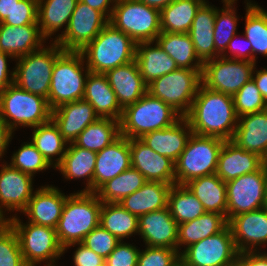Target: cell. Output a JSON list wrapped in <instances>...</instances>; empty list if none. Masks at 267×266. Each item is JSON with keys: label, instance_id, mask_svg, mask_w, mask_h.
<instances>
[{"label": "cell", "instance_id": "cell-48", "mask_svg": "<svg viewBox=\"0 0 267 266\" xmlns=\"http://www.w3.org/2000/svg\"><path fill=\"white\" fill-rule=\"evenodd\" d=\"M179 264V252L166 247L147 246L138 254L137 266H178Z\"/></svg>", "mask_w": 267, "mask_h": 266}, {"label": "cell", "instance_id": "cell-19", "mask_svg": "<svg viewBox=\"0 0 267 266\" xmlns=\"http://www.w3.org/2000/svg\"><path fill=\"white\" fill-rule=\"evenodd\" d=\"M32 176L3 164L0 170V212L6 210L22 212L33 196Z\"/></svg>", "mask_w": 267, "mask_h": 266}, {"label": "cell", "instance_id": "cell-27", "mask_svg": "<svg viewBox=\"0 0 267 266\" xmlns=\"http://www.w3.org/2000/svg\"><path fill=\"white\" fill-rule=\"evenodd\" d=\"M44 40L38 25L15 27L0 23V52L15 59L42 48Z\"/></svg>", "mask_w": 267, "mask_h": 266}, {"label": "cell", "instance_id": "cell-63", "mask_svg": "<svg viewBox=\"0 0 267 266\" xmlns=\"http://www.w3.org/2000/svg\"><path fill=\"white\" fill-rule=\"evenodd\" d=\"M205 1V0H204ZM223 1V3L225 4V3H236L235 1L236 0H222Z\"/></svg>", "mask_w": 267, "mask_h": 266}, {"label": "cell", "instance_id": "cell-31", "mask_svg": "<svg viewBox=\"0 0 267 266\" xmlns=\"http://www.w3.org/2000/svg\"><path fill=\"white\" fill-rule=\"evenodd\" d=\"M153 42H140L136 44L135 61L139 72L148 85L155 79L162 77L176 69V62L158 45L151 47Z\"/></svg>", "mask_w": 267, "mask_h": 266}, {"label": "cell", "instance_id": "cell-20", "mask_svg": "<svg viewBox=\"0 0 267 266\" xmlns=\"http://www.w3.org/2000/svg\"><path fill=\"white\" fill-rule=\"evenodd\" d=\"M131 167L129 139L120 136L109 146L97 152L93 176V192L104 183Z\"/></svg>", "mask_w": 267, "mask_h": 266}, {"label": "cell", "instance_id": "cell-60", "mask_svg": "<svg viewBox=\"0 0 267 266\" xmlns=\"http://www.w3.org/2000/svg\"><path fill=\"white\" fill-rule=\"evenodd\" d=\"M140 2H143L144 4L154 7L156 9H163L166 6L170 5L174 0H138Z\"/></svg>", "mask_w": 267, "mask_h": 266}, {"label": "cell", "instance_id": "cell-12", "mask_svg": "<svg viewBox=\"0 0 267 266\" xmlns=\"http://www.w3.org/2000/svg\"><path fill=\"white\" fill-rule=\"evenodd\" d=\"M179 254L183 266H236L239 252L228 225L219 233L186 247Z\"/></svg>", "mask_w": 267, "mask_h": 266}, {"label": "cell", "instance_id": "cell-28", "mask_svg": "<svg viewBox=\"0 0 267 266\" xmlns=\"http://www.w3.org/2000/svg\"><path fill=\"white\" fill-rule=\"evenodd\" d=\"M83 100L91 104L99 118H113L120 121L123 109L105 74L89 72Z\"/></svg>", "mask_w": 267, "mask_h": 266}, {"label": "cell", "instance_id": "cell-38", "mask_svg": "<svg viewBox=\"0 0 267 266\" xmlns=\"http://www.w3.org/2000/svg\"><path fill=\"white\" fill-rule=\"evenodd\" d=\"M120 136V121L113 118H98L78 135L74 143L97 153Z\"/></svg>", "mask_w": 267, "mask_h": 266}, {"label": "cell", "instance_id": "cell-21", "mask_svg": "<svg viewBox=\"0 0 267 266\" xmlns=\"http://www.w3.org/2000/svg\"><path fill=\"white\" fill-rule=\"evenodd\" d=\"M98 118L91 104L83 99L58 106L52 110L51 116L62 137L69 143H73Z\"/></svg>", "mask_w": 267, "mask_h": 266}, {"label": "cell", "instance_id": "cell-22", "mask_svg": "<svg viewBox=\"0 0 267 266\" xmlns=\"http://www.w3.org/2000/svg\"><path fill=\"white\" fill-rule=\"evenodd\" d=\"M67 197L58 188L47 185L34 192L22 212L30 223L56 228Z\"/></svg>", "mask_w": 267, "mask_h": 266}, {"label": "cell", "instance_id": "cell-61", "mask_svg": "<svg viewBox=\"0 0 267 266\" xmlns=\"http://www.w3.org/2000/svg\"><path fill=\"white\" fill-rule=\"evenodd\" d=\"M4 213L0 212V233L9 226V218L3 216Z\"/></svg>", "mask_w": 267, "mask_h": 266}, {"label": "cell", "instance_id": "cell-5", "mask_svg": "<svg viewBox=\"0 0 267 266\" xmlns=\"http://www.w3.org/2000/svg\"><path fill=\"white\" fill-rule=\"evenodd\" d=\"M52 109L48 100L10 84L0 94V118L14 132L19 126L36 127L51 120Z\"/></svg>", "mask_w": 267, "mask_h": 266}, {"label": "cell", "instance_id": "cell-33", "mask_svg": "<svg viewBox=\"0 0 267 266\" xmlns=\"http://www.w3.org/2000/svg\"><path fill=\"white\" fill-rule=\"evenodd\" d=\"M69 145L61 163L56 168L66 179L87 177V186L83 189V192H93V176L97 153L77 146L74 142Z\"/></svg>", "mask_w": 267, "mask_h": 266}, {"label": "cell", "instance_id": "cell-4", "mask_svg": "<svg viewBox=\"0 0 267 266\" xmlns=\"http://www.w3.org/2000/svg\"><path fill=\"white\" fill-rule=\"evenodd\" d=\"M181 117L170 105L147 92L123 109L120 134L128 139L141 138L152 131L173 125Z\"/></svg>", "mask_w": 267, "mask_h": 266}, {"label": "cell", "instance_id": "cell-17", "mask_svg": "<svg viewBox=\"0 0 267 266\" xmlns=\"http://www.w3.org/2000/svg\"><path fill=\"white\" fill-rule=\"evenodd\" d=\"M138 222V233L147 246L177 250L178 223L169 207L140 215Z\"/></svg>", "mask_w": 267, "mask_h": 266}, {"label": "cell", "instance_id": "cell-49", "mask_svg": "<svg viewBox=\"0 0 267 266\" xmlns=\"http://www.w3.org/2000/svg\"><path fill=\"white\" fill-rule=\"evenodd\" d=\"M2 24L19 27L38 25V0H13V9Z\"/></svg>", "mask_w": 267, "mask_h": 266}, {"label": "cell", "instance_id": "cell-41", "mask_svg": "<svg viewBox=\"0 0 267 266\" xmlns=\"http://www.w3.org/2000/svg\"><path fill=\"white\" fill-rule=\"evenodd\" d=\"M138 216L131 214L118 203H102L100 226L119 241L138 233Z\"/></svg>", "mask_w": 267, "mask_h": 266}, {"label": "cell", "instance_id": "cell-62", "mask_svg": "<svg viewBox=\"0 0 267 266\" xmlns=\"http://www.w3.org/2000/svg\"><path fill=\"white\" fill-rule=\"evenodd\" d=\"M263 208L267 210V187H266V192H265V202H264Z\"/></svg>", "mask_w": 267, "mask_h": 266}, {"label": "cell", "instance_id": "cell-54", "mask_svg": "<svg viewBox=\"0 0 267 266\" xmlns=\"http://www.w3.org/2000/svg\"><path fill=\"white\" fill-rule=\"evenodd\" d=\"M236 37V35L230 40L227 49L230 50L229 52H232L233 54V58L229 57L228 55L223 54L221 55L222 57L225 58H231V59H237V60H246V61H251L252 62V45L251 43L247 40V38L245 37V42L247 43L245 46V49L240 48L241 46L236 45L234 38ZM244 47V46H243ZM247 47L250 48L246 49Z\"/></svg>", "mask_w": 267, "mask_h": 266}, {"label": "cell", "instance_id": "cell-40", "mask_svg": "<svg viewBox=\"0 0 267 266\" xmlns=\"http://www.w3.org/2000/svg\"><path fill=\"white\" fill-rule=\"evenodd\" d=\"M146 182L137 169L130 167L108 180L95 193L102 203H119L124 197L140 189Z\"/></svg>", "mask_w": 267, "mask_h": 266}, {"label": "cell", "instance_id": "cell-7", "mask_svg": "<svg viewBox=\"0 0 267 266\" xmlns=\"http://www.w3.org/2000/svg\"><path fill=\"white\" fill-rule=\"evenodd\" d=\"M83 64V54L75 51H64L55 60L47 99L52 110L62 104L83 99L90 72L86 65L85 75L83 74Z\"/></svg>", "mask_w": 267, "mask_h": 266}, {"label": "cell", "instance_id": "cell-11", "mask_svg": "<svg viewBox=\"0 0 267 266\" xmlns=\"http://www.w3.org/2000/svg\"><path fill=\"white\" fill-rule=\"evenodd\" d=\"M9 225L17 234L27 266H37L45 260H49L46 266H55L53 262L63 254L55 228L30 222L22 224L16 216L9 218Z\"/></svg>", "mask_w": 267, "mask_h": 266}, {"label": "cell", "instance_id": "cell-50", "mask_svg": "<svg viewBox=\"0 0 267 266\" xmlns=\"http://www.w3.org/2000/svg\"><path fill=\"white\" fill-rule=\"evenodd\" d=\"M119 242L113 234L99 225L85 236L81 243L106 259Z\"/></svg>", "mask_w": 267, "mask_h": 266}, {"label": "cell", "instance_id": "cell-16", "mask_svg": "<svg viewBox=\"0 0 267 266\" xmlns=\"http://www.w3.org/2000/svg\"><path fill=\"white\" fill-rule=\"evenodd\" d=\"M131 167L137 169L146 181L175 184V162L160 155L139 138L129 139Z\"/></svg>", "mask_w": 267, "mask_h": 266}, {"label": "cell", "instance_id": "cell-10", "mask_svg": "<svg viewBox=\"0 0 267 266\" xmlns=\"http://www.w3.org/2000/svg\"><path fill=\"white\" fill-rule=\"evenodd\" d=\"M64 50L54 41L50 47L33 51L18 58L14 70V82L32 94L48 99L55 60Z\"/></svg>", "mask_w": 267, "mask_h": 266}, {"label": "cell", "instance_id": "cell-24", "mask_svg": "<svg viewBox=\"0 0 267 266\" xmlns=\"http://www.w3.org/2000/svg\"><path fill=\"white\" fill-rule=\"evenodd\" d=\"M265 165L259 155L245 151L231 140H226L219 154L216 174L228 182L244 174L260 170Z\"/></svg>", "mask_w": 267, "mask_h": 266}, {"label": "cell", "instance_id": "cell-52", "mask_svg": "<svg viewBox=\"0 0 267 266\" xmlns=\"http://www.w3.org/2000/svg\"><path fill=\"white\" fill-rule=\"evenodd\" d=\"M79 245L77 250L74 252L73 261L75 266H103L105 265V259L97 255L94 251L86 247L84 244L72 243L63 248L65 250L71 246Z\"/></svg>", "mask_w": 267, "mask_h": 266}, {"label": "cell", "instance_id": "cell-37", "mask_svg": "<svg viewBox=\"0 0 267 266\" xmlns=\"http://www.w3.org/2000/svg\"><path fill=\"white\" fill-rule=\"evenodd\" d=\"M204 0H174L160 10L162 32L188 33L197 10Z\"/></svg>", "mask_w": 267, "mask_h": 266}, {"label": "cell", "instance_id": "cell-56", "mask_svg": "<svg viewBox=\"0 0 267 266\" xmlns=\"http://www.w3.org/2000/svg\"><path fill=\"white\" fill-rule=\"evenodd\" d=\"M80 1L90 6L91 8L100 11L108 20H110L114 8V5L112 7H109L110 3H114L117 0H80Z\"/></svg>", "mask_w": 267, "mask_h": 266}, {"label": "cell", "instance_id": "cell-13", "mask_svg": "<svg viewBox=\"0 0 267 266\" xmlns=\"http://www.w3.org/2000/svg\"><path fill=\"white\" fill-rule=\"evenodd\" d=\"M256 63L218 56L203 64L202 84L233 96L252 79Z\"/></svg>", "mask_w": 267, "mask_h": 266}, {"label": "cell", "instance_id": "cell-25", "mask_svg": "<svg viewBox=\"0 0 267 266\" xmlns=\"http://www.w3.org/2000/svg\"><path fill=\"white\" fill-rule=\"evenodd\" d=\"M187 131V132H186ZM192 134V129L185 117H181L173 125L152 131L139 138L156 153L176 161L185 149Z\"/></svg>", "mask_w": 267, "mask_h": 266}, {"label": "cell", "instance_id": "cell-30", "mask_svg": "<svg viewBox=\"0 0 267 266\" xmlns=\"http://www.w3.org/2000/svg\"><path fill=\"white\" fill-rule=\"evenodd\" d=\"M172 185L147 181L140 189L124 197L118 204L138 217L164 209L168 207V194Z\"/></svg>", "mask_w": 267, "mask_h": 266}, {"label": "cell", "instance_id": "cell-59", "mask_svg": "<svg viewBox=\"0 0 267 266\" xmlns=\"http://www.w3.org/2000/svg\"><path fill=\"white\" fill-rule=\"evenodd\" d=\"M13 9V0H0V23L10 16Z\"/></svg>", "mask_w": 267, "mask_h": 266}, {"label": "cell", "instance_id": "cell-6", "mask_svg": "<svg viewBox=\"0 0 267 266\" xmlns=\"http://www.w3.org/2000/svg\"><path fill=\"white\" fill-rule=\"evenodd\" d=\"M224 141L192 133L175 161V184L185 185L192 179L215 174Z\"/></svg>", "mask_w": 267, "mask_h": 266}, {"label": "cell", "instance_id": "cell-39", "mask_svg": "<svg viewBox=\"0 0 267 266\" xmlns=\"http://www.w3.org/2000/svg\"><path fill=\"white\" fill-rule=\"evenodd\" d=\"M31 143L44 156L48 163L56 169L66 153L68 142L62 137L58 126L51 119L44 124L33 127ZM59 155L54 163L53 156Z\"/></svg>", "mask_w": 267, "mask_h": 266}, {"label": "cell", "instance_id": "cell-29", "mask_svg": "<svg viewBox=\"0 0 267 266\" xmlns=\"http://www.w3.org/2000/svg\"><path fill=\"white\" fill-rule=\"evenodd\" d=\"M216 14L217 8L212 7L205 1L197 10L188 32L197 57L203 64L220 56L215 51L214 43L213 30Z\"/></svg>", "mask_w": 267, "mask_h": 266}, {"label": "cell", "instance_id": "cell-43", "mask_svg": "<svg viewBox=\"0 0 267 266\" xmlns=\"http://www.w3.org/2000/svg\"><path fill=\"white\" fill-rule=\"evenodd\" d=\"M246 4L244 36L252 45V62L255 63V53L267 56V12L257 4Z\"/></svg>", "mask_w": 267, "mask_h": 266}, {"label": "cell", "instance_id": "cell-1", "mask_svg": "<svg viewBox=\"0 0 267 266\" xmlns=\"http://www.w3.org/2000/svg\"><path fill=\"white\" fill-rule=\"evenodd\" d=\"M192 133L232 140L238 124L231 95L200 85L189 112L184 116Z\"/></svg>", "mask_w": 267, "mask_h": 266}, {"label": "cell", "instance_id": "cell-57", "mask_svg": "<svg viewBox=\"0 0 267 266\" xmlns=\"http://www.w3.org/2000/svg\"><path fill=\"white\" fill-rule=\"evenodd\" d=\"M253 72H254L253 74H256V75L252 76V80L254 81L261 95L267 102V69L264 68L263 70H259V71L256 70Z\"/></svg>", "mask_w": 267, "mask_h": 266}, {"label": "cell", "instance_id": "cell-26", "mask_svg": "<svg viewBox=\"0 0 267 266\" xmlns=\"http://www.w3.org/2000/svg\"><path fill=\"white\" fill-rule=\"evenodd\" d=\"M231 141L264 159L267 154V109L238 117Z\"/></svg>", "mask_w": 267, "mask_h": 266}, {"label": "cell", "instance_id": "cell-35", "mask_svg": "<svg viewBox=\"0 0 267 266\" xmlns=\"http://www.w3.org/2000/svg\"><path fill=\"white\" fill-rule=\"evenodd\" d=\"M78 0H38V26L45 38L66 25L68 27L71 15Z\"/></svg>", "mask_w": 267, "mask_h": 266}, {"label": "cell", "instance_id": "cell-14", "mask_svg": "<svg viewBox=\"0 0 267 266\" xmlns=\"http://www.w3.org/2000/svg\"><path fill=\"white\" fill-rule=\"evenodd\" d=\"M227 220L263 208L267 187V165L226 182Z\"/></svg>", "mask_w": 267, "mask_h": 266}, {"label": "cell", "instance_id": "cell-45", "mask_svg": "<svg viewBox=\"0 0 267 266\" xmlns=\"http://www.w3.org/2000/svg\"><path fill=\"white\" fill-rule=\"evenodd\" d=\"M238 117L267 109V102L251 79L232 96Z\"/></svg>", "mask_w": 267, "mask_h": 266}, {"label": "cell", "instance_id": "cell-64", "mask_svg": "<svg viewBox=\"0 0 267 266\" xmlns=\"http://www.w3.org/2000/svg\"><path fill=\"white\" fill-rule=\"evenodd\" d=\"M263 160H264V163L267 165V154Z\"/></svg>", "mask_w": 267, "mask_h": 266}, {"label": "cell", "instance_id": "cell-46", "mask_svg": "<svg viewBox=\"0 0 267 266\" xmlns=\"http://www.w3.org/2000/svg\"><path fill=\"white\" fill-rule=\"evenodd\" d=\"M10 165L30 176L34 173L48 169L51 165L31 142L21 145V148L13 153Z\"/></svg>", "mask_w": 267, "mask_h": 266}, {"label": "cell", "instance_id": "cell-58", "mask_svg": "<svg viewBox=\"0 0 267 266\" xmlns=\"http://www.w3.org/2000/svg\"><path fill=\"white\" fill-rule=\"evenodd\" d=\"M12 133L6 123L0 118V158L3 157L2 155L11 141Z\"/></svg>", "mask_w": 267, "mask_h": 266}, {"label": "cell", "instance_id": "cell-2", "mask_svg": "<svg viewBox=\"0 0 267 266\" xmlns=\"http://www.w3.org/2000/svg\"><path fill=\"white\" fill-rule=\"evenodd\" d=\"M102 202L95 192L70 194L64 203L61 217L55 228L60 245L80 243L100 225Z\"/></svg>", "mask_w": 267, "mask_h": 266}, {"label": "cell", "instance_id": "cell-42", "mask_svg": "<svg viewBox=\"0 0 267 266\" xmlns=\"http://www.w3.org/2000/svg\"><path fill=\"white\" fill-rule=\"evenodd\" d=\"M171 216L178 224L194 220L206 211L186 185L173 184L168 194Z\"/></svg>", "mask_w": 267, "mask_h": 266}, {"label": "cell", "instance_id": "cell-44", "mask_svg": "<svg viewBox=\"0 0 267 266\" xmlns=\"http://www.w3.org/2000/svg\"><path fill=\"white\" fill-rule=\"evenodd\" d=\"M234 3H225L224 9H217V14L214 20V43L215 51L221 56L227 47L230 40L236 35L237 16ZM221 13H220V12Z\"/></svg>", "mask_w": 267, "mask_h": 266}, {"label": "cell", "instance_id": "cell-18", "mask_svg": "<svg viewBox=\"0 0 267 266\" xmlns=\"http://www.w3.org/2000/svg\"><path fill=\"white\" fill-rule=\"evenodd\" d=\"M228 225L239 253L256 251L254 247L267 243V210L265 208L239 214L233 217Z\"/></svg>", "mask_w": 267, "mask_h": 266}, {"label": "cell", "instance_id": "cell-23", "mask_svg": "<svg viewBox=\"0 0 267 266\" xmlns=\"http://www.w3.org/2000/svg\"><path fill=\"white\" fill-rule=\"evenodd\" d=\"M105 76L122 109L134 104L147 93L148 85L135 60L107 71Z\"/></svg>", "mask_w": 267, "mask_h": 266}, {"label": "cell", "instance_id": "cell-9", "mask_svg": "<svg viewBox=\"0 0 267 266\" xmlns=\"http://www.w3.org/2000/svg\"><path fill=\"white\" fill-rule=\"evenodd\" d=\"M202 70L178 68L149 83L147 92L184 117L202 84Z\"/></svg>", "mask_w": 267, "mask_h": 266}, {"label": "cell", "instance_id": "cell-51", "mask_svg": "<svg viewBox=\"0 0 267 266\" xmlns=\"http://www.w3.org/2000/svg\"><path fill=\"white\" fill-rule=\"evenodd\" d=\"M139 249L132 244L119 242L105 259L106 266H137Z\"/></svg>", "mask_w": 267, "mask_h": 266}, {"label": "cell", "instance_id": "cell-55", "mask_svg": "<svg viewBox=\"0 0 267 266\" xmlns=\"http://www.w3.org/2000/svg\"><path fill=\"white\" fill-rule=\"evenodd\" d=\"M13 58L12 56L0 52V94L14 82V71L9 72L7 65V58ZM8 73H11L9 78Z\"/></svg>", "mask_w": 267, "mask_h": 266}, {"label": "cell", "instance_id": "cell-32", "mask_svg": "<svg viewBox=\"0 0 267 266\" xmlns=\"http://www.w3.org/2000/svg\"><path fill=\"white\" fill-rule=\"evenodd\" d=\"M185 185L206 212H216L227 218V186L216 173L192 179Z\"/></svg>", "mask_w": 267, "mask_h": 266}, {"label": "cell", "instance_id": "cell-53", "mask_svg": "<svg viewBox=\"0 0 267 266\" xmlns=\"http://www.w3.org/2000/svg\"><path fill=\"white\" fill-rule=\"evenodd\" d=\"M236 266H267V254L245 251L238 254Z\"/></svg>", "mask_w": 267, "mask_h": 266}, {"label": "cell", "instance_id": "cell-3", "mask_svg": "<svg viewBox=\"0 0 267 266\" xmlns=\"http://www.w3.org/2000/svg\"><path fill=\"white\" fill-rule=\"evenodd\" d=\"M90 72L107 71L135 60L136 43L124 32L108 23L102 31L80 51Z\"/></svg>", "mask_w": 267, "mask_h": 266}, {"label": "cell", "instance_id": "cell-36", "mask_svg": "<svg viewBox=\"0 0 267 266\" xmlns=\"http://www.w3.org/2000/svg\"><path fill=\"white\" fill-rule=\"evenodd\" d=\"M155 42L176 62L178 68L203 69L188 33L161 32Z\"/></svg>", "mask_w": 267, "mask_h": 266}, {"label": "cell", "instance_id": "cell-15", "mask_svg": "<svg viewBox=\"0 0 267 266\" xmlns=\"http://www.w3.org/2000/svg\"><path fill=\"white\" fill-rule=\"evenodd\" d=\"M109 23L98 10L78 0L66 31L54 40L64 51L80 52Z\"/></svg>", "mask_w": 267, "mask_h": 266}, {"label": "cell", "instance_id": "cell-47", "mask_svg": "<svg viewBox=\"0 0 267 266\" xmlns=\"http://www.w3.org/2000/svg\"><path fill=\"white\" fill-rule=\"evenodd\" d=\"M0 266H27L17 234L10 225L0 233Z\"/></svg>", "mask_w": 267, "mask_h": 266}, {"label": "cell", "instance_id": "cell-34", "mask_svg": "<svg viewBox=\"0 0 267 266\" xmlns=\"http://www.w3.org/2000/svg\"><path fill=\"white\" fill-rule=\"evenodd\" d=\"M225 215L216 212H205L198 218L178 224L177 251L185 244L187 247L209 236H213L228 226Z\"/></svg>", "mask_w": 267, "mask_h": 266}, {"label": "cell", "instance_id": "cell-8", "mask_svg": "<svg viewBox=\"0 0 267 266\" xmlns=\"http://www.w3.org/2000/svg\"><path fill=\"white\" fill-rule=\"evenodd\" d=\"M109 20L116 29L128 35L136 44L155 42L160 35V10L138 0H117Z\"/></svg>", "mask_w": 267, "mask_h": 266}]
</instances>
